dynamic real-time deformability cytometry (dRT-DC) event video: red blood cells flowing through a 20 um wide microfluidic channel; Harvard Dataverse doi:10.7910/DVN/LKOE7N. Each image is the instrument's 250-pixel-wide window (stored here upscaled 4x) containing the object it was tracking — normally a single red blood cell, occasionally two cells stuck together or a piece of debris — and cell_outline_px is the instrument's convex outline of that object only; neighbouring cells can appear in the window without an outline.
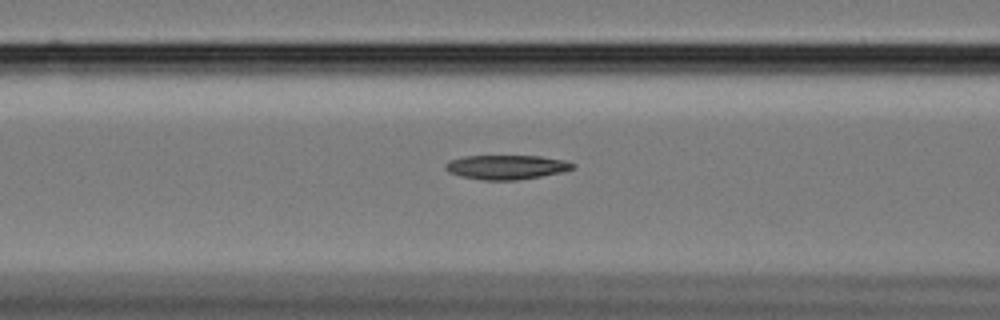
{"species": "Egyptian fruit bat (a non-hibernating species)", "species_latin": "Rousettus aegyptiacus", "temperature_condition": "cold", "stored_images_in_passage": 43, "camera_frame_rate_fps": 3000, "um_per_image_px": 0.085, "animal": {"sex": "female"}, "frame": {"image": 1, "passage_image": 14, "time_ms": 4.333, "image_size_px": [1000, 320], "cell_outline_px": [[576, 168], [564, 172], [516, 180], [480, 180], [460, 176], [448, 172], [444, 168], [444, 164], [448, 160], [464, 156], [540, 156], [564, 160], [576, 164]], "centroid_in_image_um": [43.03, 14.2], "position_along_channel_um": 123.6, "area_um2": 18.26}}
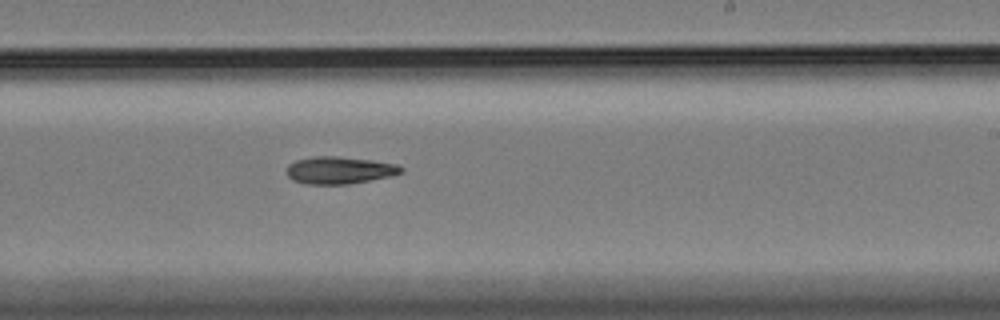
{"frame": {"image": 2, "passage_image": 26, "time_ms": 8.333, "image_size_px": [1000, 320], "cell_outline_px": [[404, 172], [392, 176], [348, 184], [308, 184], [292, 180], [288, 176], [288, 164], [296, 160], [316, 156], [336, 156], [368, 160], [396, 164], [404, 168]], "centroid_in_image_um": [28.87, 14.47], "position_along_channel_um": 260.1, "area_um2": 18.03}}
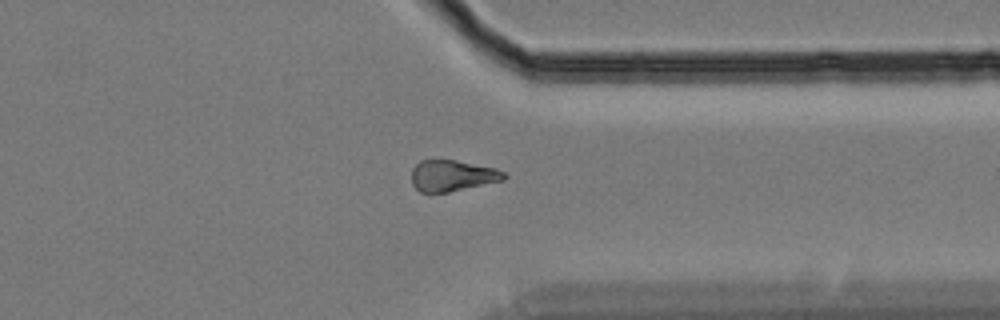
{"frame": {"image": 3, "passage_image": 36, "time_ms": 11.667, "image_size_px": [1000, 320], "cell_outline_px": [[508, 176], [504, 180], [448, 192], [420, 192], [412, 184], [412, 168], [420, 160], [456, 160], [496, 168], [504, 172]], "centroid_in_image_um": [38.45, 14.92], "position_along_channel_um": 372.9, "area_um2": 16.76}}